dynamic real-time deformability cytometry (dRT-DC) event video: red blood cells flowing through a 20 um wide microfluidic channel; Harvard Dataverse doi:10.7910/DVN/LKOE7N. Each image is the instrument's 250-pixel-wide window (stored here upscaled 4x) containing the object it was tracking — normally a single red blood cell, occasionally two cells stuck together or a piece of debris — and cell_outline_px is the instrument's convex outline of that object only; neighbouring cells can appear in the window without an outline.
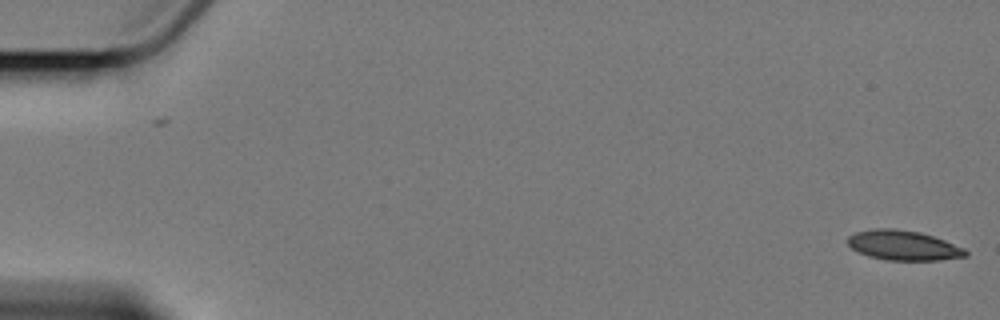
{"species": "Egyptian fruit bat (a non-hibernating species)", "species_latin": "Rousettus aegyptiacus", "temperature_condition": "cold", "stored_images_in_passage": 4, "camera_frame_rate_fps": 3000, "um_per_image_px": 0.085, "animal": {"sex": "female"}, "frame": {"image": 1, "passage_image": 1, "time_ms": 0.0, "image_size_px": [1000, 320], "cell_outline_px": [[968, 256], [940, 260], [888, 260], [868, 256], [852, 248], [848, 244], [848, 236], [856, 232], [872, 228], [896, 228], [920, 232], [944, 240], [964, 248], [968, 252]], "centroid_in_image_um": [76.79, 20.85], "position_along_channel_um": 8.2, "area_um2": 20.46}}